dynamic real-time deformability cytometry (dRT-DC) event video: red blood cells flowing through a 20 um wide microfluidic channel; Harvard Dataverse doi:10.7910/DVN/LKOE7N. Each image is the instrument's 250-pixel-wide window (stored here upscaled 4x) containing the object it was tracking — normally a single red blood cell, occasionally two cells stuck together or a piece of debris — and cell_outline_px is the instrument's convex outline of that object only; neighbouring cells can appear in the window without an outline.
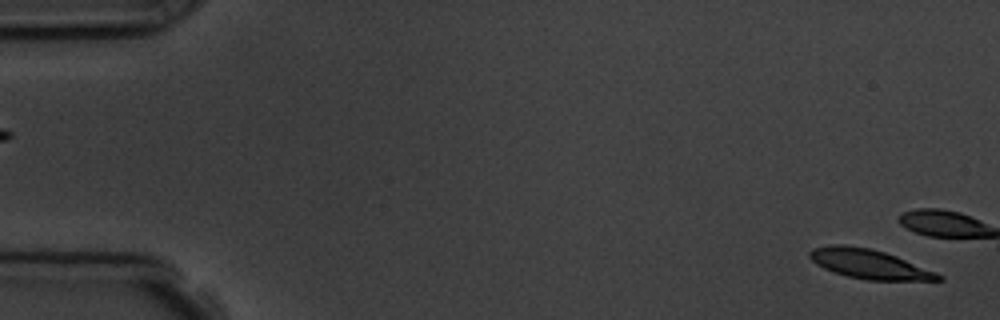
{"species": "common noctule bat (a hibernating species)", "species_latin": "Nyctalus noctula", "temperature_condition": "room temperature", "stored_images_in_passage": 6, "segment_of_instrument_passage": [2, 2], "camera_frame_rate_fps": 3000, "um_per_image_px": 0.085, "animal": {"sex": "male", "body_mass_g": 19.5, "forearm_length_mm": 54.6}, "frame": {"image": 1, "passage_image": 6, "time_ms": 6.0, "image_size_px": [1000, 320], "cell_outline_px": [[944, 280], [868, 280], [848, 276], [824, 268], [816, 264], [808, 256], [808, 252], [812, 248], [832, 244], [844, 244], [872, 248], [896, 256], [936, 272], [944, 276]], "centroid_in_image_um": [73.86, 22.42], "position_along_channel_um": 11.1, "area_um2": 21.96}}